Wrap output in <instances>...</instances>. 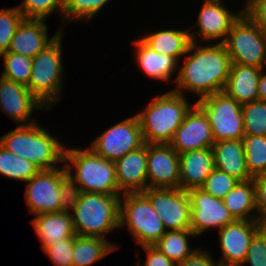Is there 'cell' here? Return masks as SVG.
<instances>
[{
    "label": "cell",
    "mask_w": 266,
    "mask_h": 266,
    "mask_svg": "<svg viewBox=\"0 0 266 266\" xmlns=\"http://www.w3.org/2000/svg\"><path fill=\"white\" fill-rule=\"evenodd\" d=\"M195 103L206 114L215 142L243 138L242 105L224 91L208 95Z\"/></svg>",
    "instance_id": "obj_9"
},
{
    "label": "cell",
    "mask_w": 266,
    "mask_h": 266,
    "mask_svg": "<svg viewBox=\"0 0 266 266\" xmlns=\"http://www.w3.org/2000/svg\"><path fill=\"white\" fill-rule=\"evenodd\" d=\"M43 251L61 240L75 237L71 214L68 211L43 213L31 220Z\"/></svg>",
    "instance_id": "obj_22"
},
{
    "label": "cell",
    "mask_w": 266,
    "mask_h": 266,
    "mask_svg": "<svg viewBox=\"0 0 266 266\" xmlns=\"http://www.w3.org/2000/svg\"><path fill=\"white\" fill-rule=\"evenodd\" d=\"M261 68L232 63L224 92L242 104L258 100Z\"/></svg>",
    "instance_id": "obj_24"
},
{
    "label": "cell",
    "mask_w": 266,
    "mask_h": 266,
    "mask_svg": "<svg viewBox=\"0 0 266 266\" xmlns=\"http://www.w3.org/2000/svg\"><path fill=\"white\" fill-rule=\"evenodd\" d=\"M184 96L170 90L154 97L144 111L136 114L145 143L169 144L193 106Z\"/></svg>",
    "instance_id": "obj_3"
},
{
    "label": "cell",
    "mask_w": 266,
    "mask_h": 266,
    "mask_svg": "<svg viewBox=\"0 0 266 266\" xmlns=\"http://www.w3.org/2000/svg\"><path fill=\"white\" fill-rule=\"evenodd\" d=\"M108 2L110 0H64L63 20L90 21Z\"/></svg>",
    "instance_id": "obj_34"
},
{
    "label": "cell",
    "mask_w": 266,
    "mask_h": 266,
    "mask_svg": "<svg viewBox=\"0 0 266 266\" xmlns=\"http://www.w3.org/2000/svg\"><path fill=\"white\" fill-rule=\"evenodd\" d=\"M61 193V211H68L74 209L80 200L82 190L79 185L65 172L61 176L60 182Z\"/></svg>",
    "instance_id": "obj_38"
},
{
    "label": "cell",
    "mask_w": 266,
    "mask_h": 266,
    "mask_svg": "<svg viewBox=\"0 0 266 266\" xmlns=\"http://www.w3.org/2000/svg\"><path fill=\"white\" fill-rule=\"evenodd\" d=\"M148 253L146 262L142 265V261L136 262L137 266H176V264L160 252L154 245L142 246Z\"/></svg>",
    "instance_id": "obj_43"
},
{
    "label": "cell",
    "mask_w": 266,
    "mask_h": 266,
    "mask_svg": "<svg viewBox=\"0 0 266 266\" xmlns=\"http://www.w3.org/2000/svg\"><path fill=\"white\" fill-rule=\"evenodd\" d=\"M242 117L245 135L266 136V101L242 104Z\"/></svg>",
    "instance_id": "obj_33"
},
{
    "label": "cell",
    "mask_w": 266,
    "mask_h": 266,
    "mask_svg": "<svg viewBox=\"0 0 266 266\" xmlns=\"http://www.w3.org/2000/svg\"><path fill=\"white\" fill-rule=\"evenodd\" d=\"M242 142L249 175L266 176V136L244 135Z\"/></svg>",
    "instance_id": "obj_31"
},
{
    "label": "cell",
    "mask_w": 266,
    "mask_h": 266,
    "mask_svg": "<svg viewBox=\"0 0 266 266\" xmlns=\"http://www.w3.org/2000/svg\"><path fill=\"white\" fill-rule=\"evenodd\" d=\"M121 196L82 192L76 207L70 211L76 234L107 239L108 232L120 228Z\"/></svg>",
    "instance_id": "obj_5"
},
{
    "label": "cell",
    "mask_w": 266,
    "mask_h": 266,
    "mask_svg": "<svg viewBox=\"0 0 266 266\" xmlns=\"http://www.w3.org/2000/svg\"><path fill=\"white\" fill-rule=\"evenodd\" d=\"M141 39L157 53L172 56L178 62L183 55L186 56L191 43L189 29H164L146 34Z\"/></svg>",
    "instance_id": "obj_26"
},
{
    "label": "cell",
    "mask_w": 266,
    "mask_h": 266,
    "mask_svg": "<svg viewBox=\"0 0 266 266\" xmlns=\"http://www.w3.org/2000/svg\"><path fill=\"white\" fill-rule=\"evenodd\" d=\"M255 0H246V3L244 6V8H242L243 10H245L247 7H249Z\"/></svg>",
    "instance_id": "obj_46"
},
{
    "label": "cell",
    "mask_w": 266,
    "mask_h": 266,
    "mask_svg": "<svg viewBox=\"0 0 266 266\" xmlns=\"http://www.w3.org/2000/svg\"><path fill=\"white\" fill-rule=\"evenodd\" d=\"M191 236L195 237L196 235L190 229L166 231L154 246L167 258L178 264L198 249L190 247L188 237Z\"/></svg>",
    "instance_id": "obj_29"
},
{
    "label": "cell",
    "mask_w": 266,
    "mask_h": 266,
    "mask_svg": "<svg viewBox=\"0 0 266 266\" xmlns=\"http://www.w3.org/2000/svg\"><path fill=\"white\" fill-rule=\"evenodd\" d=\"M223 0H204L199 11L197 22L189 29L190 39L193 42L200 43L198 35L205 41H214L220 39L218 43H223L230 32L233 24L244 13L241 9L235 13L221 4ZM198 26V31H191L193 27ZM197 37V38H196Z\"/></svg>",
    "instance_id": "obj_13"
},
{
    "label": "cell",
    "mask_w": 266,
    "mask_h": 266,
    "mask_svg": "<svg viewBox=\"0 0 266 266\" xmlns=\"http://www.w3.org/2000/svg\"><path fill=\"white\" fill-rule=\"evenodd\" d=\"M238 180L226 172L214 168L201 187L215 198L223 199L237 184Z\"/></svg>",
    "instance_id": "obj_37"
},
{
    "label": "cell",
    "mask_w": 266,
    "mask_h": 266,
    "mask_svg": "<svg viewBox=\"0 0 266 266\" xmlns=\"http://www.w3.org/2000/svg\"><path fill=\"white\" fill-rule=\"evenodd\" d=\"M48 25L44 19H24L14 36L6 52L17 53L33 58L41 52L63 30V26L51 38H48Z\"/></svg>",
    "instance_id": "obj_20"
},
{
    "label": "cell",
    "mask_w": 266,
    "mask_h": 266,
    "mask_svg": "<svg viewBox=\"0 0 266 266\" xmlns=\"http://www.w3.org/2000/svg\"><path fill=\"white\" fill-rule=\"evenodd\" d=\"M266 266V228L263 227L251 240L244 264Z\"/></svg>",
    "instance_id": "obj_40"
},
{
    "label": "cell",
    "mask_w": 266,
    "mask_h": 266,
    "mask_svg": "<svg viewBox=\"0 0 266 266\" xmlns=\"http://www.w3.org/2000/svg\"><path fill=\"white\" fill-rule=\"evenodd\" d=\"M114 163L117 185L122 193H137L147 189V143Z\"/></svg>",
    "instance_id": "obj_19"
},
{
    "label": "cell",
    "mask_w": 266,
    "mask_h": 266,
    "mask_svg": "<svg viewBox=\"0 0 266 266\" xmlns=\"http://www.w3.org/2000/svg\"><path fill=\"white\" fill-rule=\"evenodd\" d=\"M40 169L29 160L11 153L0 144V174L9 179L29 181Z\"/></svg>",
    "instance_id": "obj_30"
},
{
    "label": "cell",
    "mask_w": 266,
    "mask_h": 266,
    "mask_svg": "<svg viewBox=\"0 0 266 266\" xmlns=\"http://www.w3.org/2000/svg\"><path fill=\"white\" fill-rule=\"evenodd\" d=\"M145 144L137 115L112 125L100 134L90 148L108 161H117Z\"/></svg>",
    "instance_id": "obj_10"
},
{
    "label": "cell",
    "mask_w": 266,
    "mask_h": 266,
    "mask_svg": "<svg viewBox=\"0 0 266 266\" xmlns=\"http://www.w3.org/2000/svg\"><path fill=\"white\" fill-rule=\"evenodd\" d=\"M215 168H218L238 181L252 179L249 175L242 139L222 140L212 146Z\"/></svg>",
    "instance_id": "obj_23"
},
{
    "label": "cell",
    "mask_w": 266,
    "mask_h": 266,
    "mask_svg": "<svg viewBox=\"0 0 266 266\" xmlns=\"http://www.w3.org/2000/svg\"><path fill=\"white\" fill-rule=\"evenodd\" d=\"M63 164L82 192L123 194L117 185L115 163L97 155L90 147L65 149ZM72 168L76 170L75 175Z\"/></svg>",
    "instance_id": "obj_4"
},
{
    "label": "cell",
    "mask_w": 266,
    "mask_h": 266,
    "mask_svg": "<svg viewBox=\"0 0 266 266\" xmlns=\"http://www.w3.org/2000/svg\"><path fill=\"white\" fill-rule=\"evenodd\" d=\"M135 46V61L143 73L152 79L169 82L178 67L174 57L159 54L150 48L141 38L132 41Z\"/></svg>",
    "instance_id": "obj_25"
},
{
    "label": "cell",
    "mask_w": 266,
    "mask_h": 266,
    "mask_svg": "<svg viewBox=\"0 0 266 266\" xmlns=\"http://www.w3.org/2000/svg\"><path fill=\"white\" fill-rule=\"evenodd\" d=\"M61 38L62 31L47 47L32 58L27 88L47 109L61 99L64 71Z\"/></svg>",
    "instance_id": "obj_6"
},
{
    "label": "cell",
    "mask_w": 266,
    "mask_h": 266,
    "mask_svg": "<svg viewBox=\"0 0 266 266\" xmlns=\"http://www.w3.org/2000/svg\"><path fill=\"white\" fill-rule=\"evenodd\" d=\"M34 109L48 110L27 86L0 76V110L3 113L18 125H31L36 123L30 120Z\"/></svg>",
    "instance_id": "obj_18"
},
{
    "label": "cell",
    "mask_w": 266,
    "mask_h": 266,
    "mask_svg": "<svg viewBox=\"0 0 266 266\" xmlns=\"http://www.w3.org/2000/svg\"><path fill=\"white\" fill-rule=\"evenodd\" d=\"M266 68H261V73L258 83V100L266 101Z\"/></svg>",
    "instance_id": "obj_45"
},
{
    "label": "cell",
    "mask_w": 266,
    "mask_h": 266,
    "mask_svg": "<svg viewBox=\"0 0 266 266\" xmlns=\"http://www.w3.org/2000/svg\"><path fill=\"white\" fill-rule=\"evenodd\" d=\"M116 247H118L116 244H112L107 239L76 235L72 254L73 266H91L118 249Z\"/></svg>",
    "instance_id": "obj_28"
},
{
    "label": "cell",
    "mask_w": 266,
    "mask_h": 266,
    "mask_svg": "<svg viewBox=\"0 0 266 266\" xmlns=\"http://www.w3.org/2000/svg\"><path fill=\"white\" fill-rule=\"evenodd\" d=\"M186 55L184 64L178 67L172 91L184 95L187 90L200 100L224 90L232 62L223 43L216 41L204 46L191 41Z\"/></svg>",
    "instance_id": "obj_1"
},
{
    "label": "cell",
    "mask_w": 266,
    "mask_h": 266,
    "mask_svg": "<svg viewBox=\"0 0 266 266\" xmlns=\"http://www.w3.org/2000/svg\"><path fill=\"white\" fill-rule=\"evenodd\" d=\"M223 202L235 220H258L252 179L238 181Z\"/></svg>",
    "instance_id": "obj_27"
},
{
    "label": "cell",
    "mask_w": 266,
    "mask_h": 266,
    "mask_svg": "<svg viewBox=\"0 0 266 266\" xmlns=\"http://www.w3.org/2000/svg\"><path fill=\"white\" fill-rule=\"evenodd\" d=\"M66 168L40 170L29 181L25 191V201L34 215L61 211V176Z\"/></svg>",
    "instance_id": "obj_12"
},
{
    "label": "cell",
    "mask_w": 266,
    "mask_h": 266,
    "mask_svg": "<svg viewBox=\"0 0 266 266\" xmlns=\"http://www.w3.org/2000/svg\"><path fill=\"white\" fill-rule=\"evenodd\" d=\"M263 228L258 220H235L219 229L220 266H242L253 237Z\"/></svg>",
    "instance_id": "obj_15"
},
{
    "label": "cell",
    "mask_w": 266,
    "mask_h": 266,
    "mask_svg": "<svg viewBox=\"0 0 266 266\" xmlns=\"http://www.w3.org/2000/svg\"><path fill=\"white\" fill-rule=\"evenodd\" d=\"M214 168V156L211 148L180 153L179 188L185 191L201 188Z\"/></svg>",
    "instance_id": "obj_21"
},
{
    "label": "cell",
    "mask_w": 266,
    "mask_h": 266,
    "mask_svg": "<svg viewBox=\"0 0 266 266\" xmlns=\"http://www.w3.org/2000/svg\"><path fill=\"white\" fill-rule=\"evenodd\" d=\"M0 144L40 170L58 168L57 163H64L66 146L38 123L17 125L0 137Z\"/></svg>",
    "instance_id": "obj_2"
},
{
    "label": "cell",
    "mask_w": 266,
    "mask_h": 266,
    "mask_svg": "<svg viewBox=\"0 0 266 266\" xmlns=\"http://www.w3.org/2000/svg\"><path fill=\"white\" fill-rule=\"evenodd\" d=\"M215 143L204 111L194 102L169 145L178 153L212 148Z\"/></svg>",
    "instance_id": "obj_16"
},
{
    "label": "cell",
    "mask_w": 266,
    "mask_h": 266,
    "mask_svg": "<svg viewBox=\"0 0 266 266\" xmlns=\"http://www.w3.org/2000/svg\"><path fill=\"white\" fill-rule=\"evenodd\" d=\"M122 197L119 227L128 226L130 234L141 246L154 245L166 229L151 202L142 192L123 193Z\"/></svg>",
    "instance_id": "obj_7"
},
{
    "label": "cell",
    "mask_w": 266,
    "mask_h": 266,
    "mask_svg": "<svg viewBox=\"0 0 266 266\" xmlns=\"http://www.w3.org/2000/svg\"><path fill=\"white\" fill-rule=\"evenodd\" d=\"M187 192L191 202L190 230L196 237L209 228L221 229L235 221L223 199L215 198L202 188H193Z\"/></svg>",
    "instance_id": "obj_14"
},
{
    "label": "cell",
    "mask_w": 266,
    "mask_h": 266,
    "mask_svg": "<svg viewBox=\"0 0 266 266\" xmlns=\"http://www.w3.org/2000/svg\"><path fill=\"white\" fill-rule=\"evenodd\" d=\"M24 19L17 7L0 10V54L8 50L15 31Z\"/></svg>",
    "instance_id": "obj_36"
},
{
    "label": "cell",
    "mask_w": 266,
    "mask_h": 266,
    "mask_svg": "<svg viewBox=\"0 0 266 266\" xmlns=\"http://www.w3.org/2000/svg\"><path fill=\"white\" fill-rule=\"evenodd\" d=\"M213 260L209 251L199 248L176 266H220L219 262Z\"/></svg>",
    "instance_id": "obj_44"
},
{
    "label": "cell",
    "mask_w": 266,
    "mask_h": 266,
    "mask_svg": "<svg viewBox=\"0 0 266 266\" xmlns=\"http://www.w3.org/2000/svg\"><path fill=\"white\" fill-rule=\"evenodd\" d=\"M179 154L169 144H147V188H179Z\"/></svg>",
    "instance_id": "obj_17"
},
{
    "label": "cell",
    "mask_w": 266,
    "mask_h": 266,
    "mask_svg": "<svg viewBox=\"0 0 266 266\" xmlns=\"http://www.w3.org/2000/svg\"><path fill=\"white\" fill-rule=\"evenodd\" d=\"M258 221L266 228V176L252 178Z\"/></svg>",
    "instance_id": "obj_41"
},
{
    "label": "cell",
    "mask_w": 266,
    "mask_h": 266,
    "mask_svg": "<svg viewBox=\"0 0 266 266\" xmlns=\"http://www.w3.org/2000/svg\"><path fill=\"white\" fill-rule=\"evenodd\" d=\"M17 8L25 19L46 20L55 11L63 16L64 0H23Z\"/></svg>",
    "instance_id": "obj_35"
},
{
    "label": "cell",
    "mask_w": 266,
    "mask_h": 266,
    "mask_svg": "<svg viewBox=\"0 0 266 266\" xmlns=\"http://www.w3.org/2000/svg\"><path fill=\"white\" fill-rule=\"evenodd\" d=\"M0 56L3 57L4 65L1 76L27 86L32 69V58L11 52L1 53Z\"/></svg>",
    "instance_id": "obj_32"
},
{
    "label": "cell",
    "mask_w": 266,
    "mask_h": 266,
    "mask_svg": "<svg viewBox=\"0 0 266 266\" xmlns=\"http://www.w3.org/2000/svg\"><path fill=\"white\" fill-rule=\"evenodd\" d=\"M158 213L166 231L190 229L191 202L180 188H147L142 192Z\"/></svg>",
    "instance_id": "obj_11"
},
{
    "label": "cell",
    "mask_w": 266,
    "mask_h": 266,
    "mask_svg": "<svg viewBox=\"0 0 266 266\" xmlns=\"http://www.w3.org/2000/svg\"><path fill=\"white\" fill-rule=\"evenodd\" d=\"M244 13L266 34V0H255Z\"/></svg>",
    "instance_id": "obj_42"
},
{
    "label": "cell",
    "mask_w": 266,
    "mask_h": 266,
    "mask_svg": "<svg viewBox=\"0 0 266 266\" xmlns=\"http://www.w3.org/2000/svg\"><path fill=\"white\" fill-rule=\"evenodd\" d=\"M223 44L232 63L265 67L266 34L245 13L233 24Z\"/></svg>",
    "instance_id": "obj_8"
},
{
    "label": "cell",
    "mask_w": 266,
    "mask_h": 266,
    "mask_svg": "<svg viewBox=\"0 0 266 266\" xmlns=\"http://www.w3.org/2000/svg\"><path fill=\"white\" fill-rule=\"evenodd\" d=\"M74 237L47 247L44 252L55 266H73Z\"/></svg>",
    "instance_id": "obj_39"
}]
</instances>
